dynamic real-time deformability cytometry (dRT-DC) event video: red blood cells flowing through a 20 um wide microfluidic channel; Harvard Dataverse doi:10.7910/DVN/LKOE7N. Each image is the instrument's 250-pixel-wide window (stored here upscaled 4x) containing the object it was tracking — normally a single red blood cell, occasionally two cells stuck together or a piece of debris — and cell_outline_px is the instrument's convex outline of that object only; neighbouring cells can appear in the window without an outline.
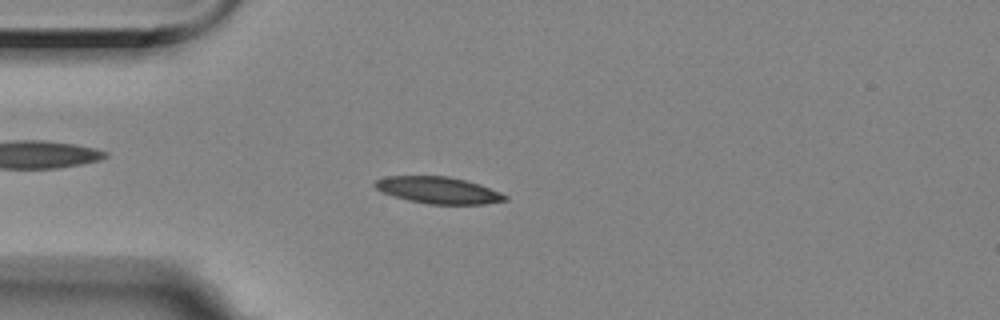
{"species": "Egyptian fruit bat (a non-hibernating species)", "species_latin": "Rousettus aegyptiacus", "temperature_condition": "room temperature", "stored_images_in_passage": 56, "camera_frame_rate_fps": 3000, "um_per_image_px": 0.085, "animal": {"sex": "female"}, "frame": {"image": 1, "passage_image": 14, "time_ms": 4.333, "image_size_px": [1000, 320], "cell_outline_px": [[508, 200], [484, 204], [428, 204], [408, 200], [384, 192], [376, 188], [372, 184], [376, 180], [384, 176], [448, 176], [480, 184], [500, 192], [508, 196]], "centroid_in_image_um": [37.27, 16.16], "position_along_channel_um": 47.7, "area_um2": 20.17}}
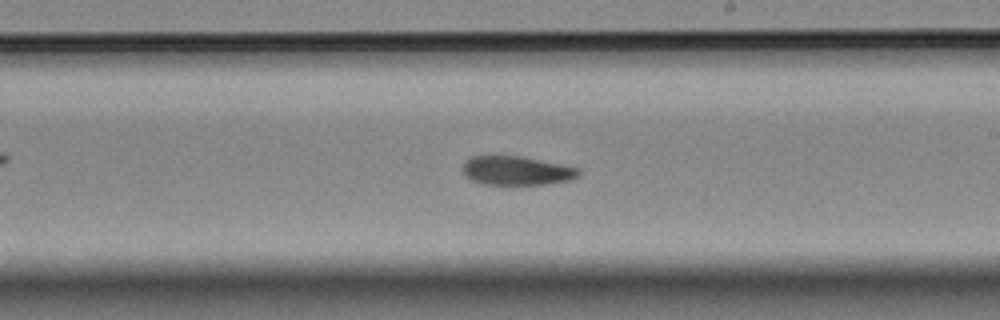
{"frame": {"image": 2, "passage_image": 32, "time_ms": 10.333, "image_size_px": [1000, 320], "cell_outline_px": [[580, 172], [576, 176], [568, 180], [544, 184], [484, 184], [472, 180], [464, 176], [464, 160], [472, 156], [492, 152], [496, 152], [520, 156], [564, 164], [580, 168]], "centroid_in_image_um": [43.84, 14.44], "position_along_channel_um": 245.2, "area_um2": 20.17}}
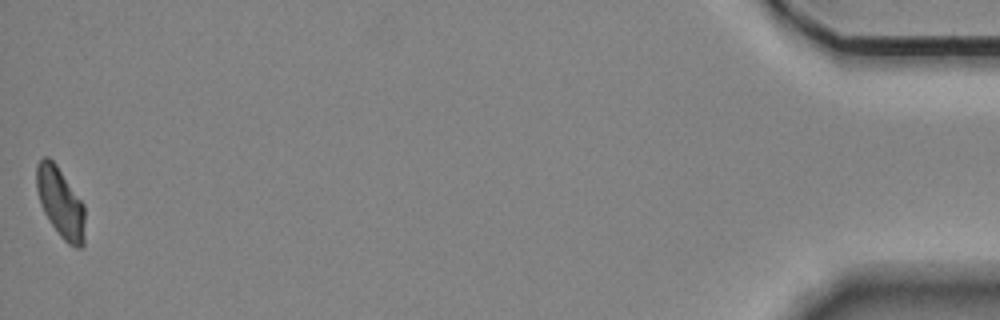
{"frame": {"image": 3, "passage_image": 56, "time_ms": 18.333, "image_size_px": [1000, 320], "cell_outline_px": [[84, 244], [80, 248], [76, 248], [68, 244], [60, 236], [44, 212], [40, 204], [36, 188], [36, 164], [44, 156], [48, 156], [56, 164], [84, 204]], "centroid_in_image_um": [5.13, 17.21], "position_along_channel_um": 430.1, "area_um2": 19.71}, "authors_computed_cell_mechanics": {"area_um2": 20.1722, "velocity_mm_per_s": 3.491, "shape_relaxation_time_tau1_ms": 6.2423, "shape_relaxation_time_tau2_ms": 6.6881, "deformation_change_tau1": 0.1645, "deformation_change_tau2": 0.112}}